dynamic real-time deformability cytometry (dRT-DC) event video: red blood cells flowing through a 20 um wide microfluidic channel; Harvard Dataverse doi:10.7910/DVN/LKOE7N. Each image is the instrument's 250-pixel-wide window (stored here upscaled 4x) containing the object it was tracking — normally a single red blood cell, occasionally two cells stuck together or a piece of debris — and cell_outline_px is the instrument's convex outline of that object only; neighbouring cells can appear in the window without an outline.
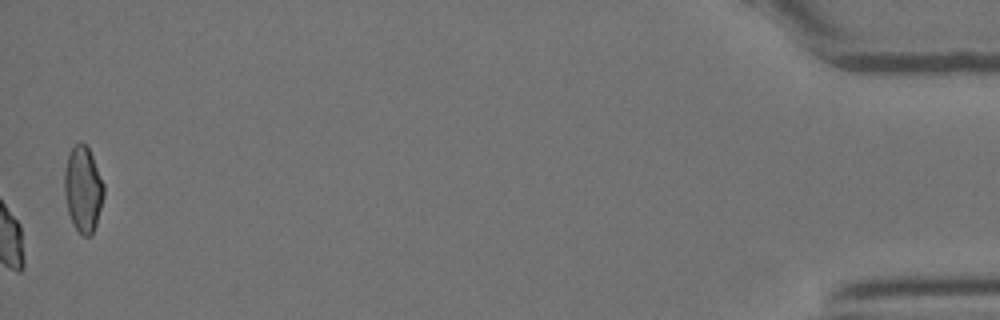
{"species": "Egyptian fruit bat (a non-hibernating species)", "species_latin": "Rousettus aegyptiacus", "temperature_condition": "room temperature", "stored_images_in_passage": 29, "camera_frame_rate_fps": 3000, "um_per_image_px": 0.085, "animal": {"sex": "female"}, "frame": {"image": 1, "passage_image": 29, "time_ms": 9.333, "image_size_px": [1000, 320], "cell_outline_px": [[104, 196], [96, 224], [92, 236], [84, 236], [76, 228], [68, 212], [64, 192], [64, 168], [68, 152], [80, 140], [88, 148], [92, 156], [104, 184]], "centroid_in_image_um": [7.05, 16.06], "position_along_channel_um": 428.1, "area_um2": 19.65}}